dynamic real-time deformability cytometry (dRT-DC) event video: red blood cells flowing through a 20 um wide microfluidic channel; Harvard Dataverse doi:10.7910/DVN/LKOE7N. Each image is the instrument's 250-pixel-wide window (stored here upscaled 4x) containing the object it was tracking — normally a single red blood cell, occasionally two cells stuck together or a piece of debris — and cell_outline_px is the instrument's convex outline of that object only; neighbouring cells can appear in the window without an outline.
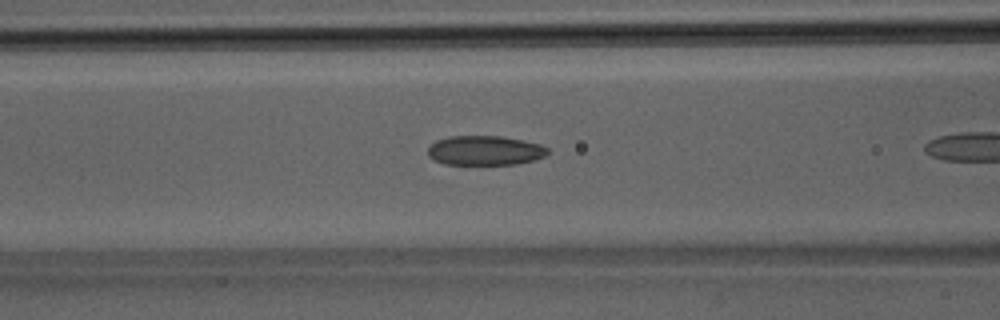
{"species": "Egyptian fruit bat (a non-hibernating species)", "species_latin": "Rousettus aegyptiacus", "temperature_condition": "room temperature", "stored_images_in_passage": 7, "camera_frame_rate_fps": 3000, "um_per_image_px": 0.085, "animal": {"sex": "male"}, "frame": {"image": 1, "passage_image": 6, "time_ms": 1.667, "image_size_px": [1000, 320], "cell_outline_px": [[548, 152], [544, 156], [532, 160], [516, 164], [444, 164], [432, 160], [428, 156], [428, 148], [436, 140], [448, 136], [500, 136], [524, 140], [540, 144], [548, 148]], "centroid_in_image_um": [41.18, 12.79], "position_along_channel_um": 125.4, "area_um2": 20.63}}